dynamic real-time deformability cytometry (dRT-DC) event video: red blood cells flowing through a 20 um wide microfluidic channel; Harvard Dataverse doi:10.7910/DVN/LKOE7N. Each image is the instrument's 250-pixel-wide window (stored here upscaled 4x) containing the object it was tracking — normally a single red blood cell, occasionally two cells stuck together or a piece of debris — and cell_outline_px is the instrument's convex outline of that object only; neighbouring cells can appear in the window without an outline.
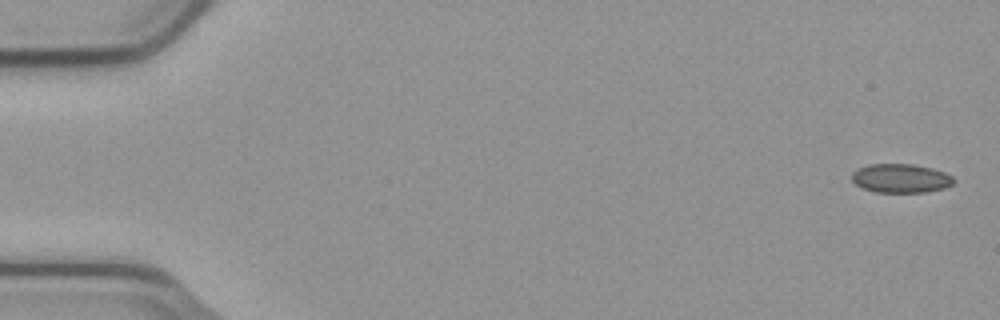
{"species": "common noctule bat (a hibernating species)", "species_latin": "Nyctalus noctula", "temperature_condition": "cold", "stored_images_in_passage": 17, "camera_frame_rate_fps": 3000, "um_per_image_px": 0.085, "animal": {"sex": "male", "body_mass_g": 23.1, "forearm_length_mm": 52.7}, "frame": {"image": 1, "passage_image": 1, "time_ms": 0.0, "image_size_px": [1000, 320], "cell_outline_px": [[952, 184], [944, 188], [924, 192], [876, 192], [864, 188], [856, 184], [852, 180], [852, 172], [868, 164], [912, 164], [932, 168], [944, 172], [952, 176]], "centroid_in_image_um": [76.55, 15.15], "position_along_channel_um": 8.4, "area_um2": 16.94}}
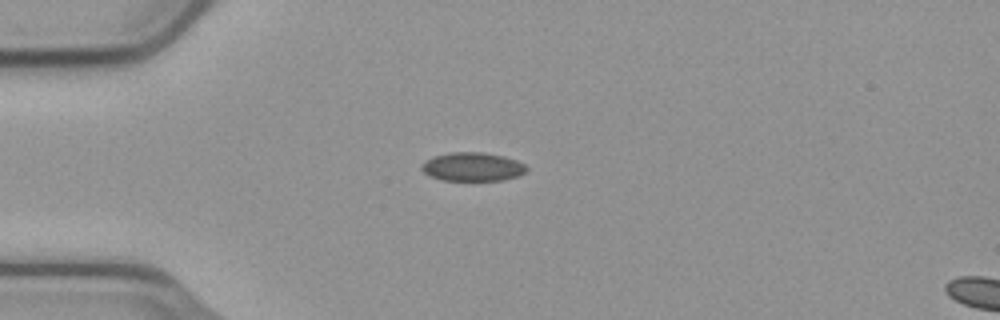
{"frame": {"image": 2, "passage_image": 14, "time_ms": 4.333, "image_size_px": [1000, 320], "cell_outline_px": [[528, 168], [524, 172], [516, 176], [504, 180], [440, 180], [424, 172], [420, 168], [420, 164], [424, 160], [432, 156], [448, 152], [480, 152], [504, 156], [516, 160], [524, 164]], "centroid_in_image_um": [40.11, 14.16], "position_along_channel_um": 44.9, "area_um2": 17.57}}